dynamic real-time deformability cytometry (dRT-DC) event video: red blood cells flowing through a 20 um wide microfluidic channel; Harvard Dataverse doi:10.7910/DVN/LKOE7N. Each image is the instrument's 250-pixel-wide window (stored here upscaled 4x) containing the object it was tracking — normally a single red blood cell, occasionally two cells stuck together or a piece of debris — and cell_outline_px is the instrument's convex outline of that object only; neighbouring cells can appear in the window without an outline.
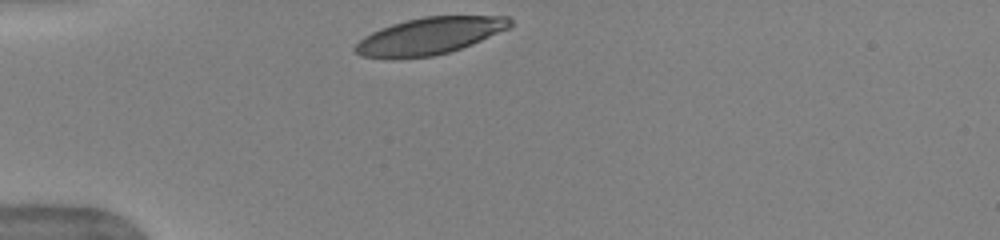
{"species": "human", "species_latin": "Homo sapiens", "temperature_condition": "warm", "stored_images_in_passage": 14, "camera_frame_rate_fps": 3000, "um_per_image_px": 0.085, "donor": {"sex": "female"}, "frame": {"image": 1, "passage_image": 1, "time_ms": 0.0, "image_size_px": [1000, 240], "cell_outline_px": [[512, 24], [508, 28], [472, 44], [448, 52], [432, 56], [392, 60], [360, 56], [352, 48], [364, 36], [380, 28], [392, 24], [424, 16], [508, 16], [512, 20]], "centroid_in_image_um": [36.46, 3.07], "position_along_channel_um": 48.5, "area_um2": 33.41}}
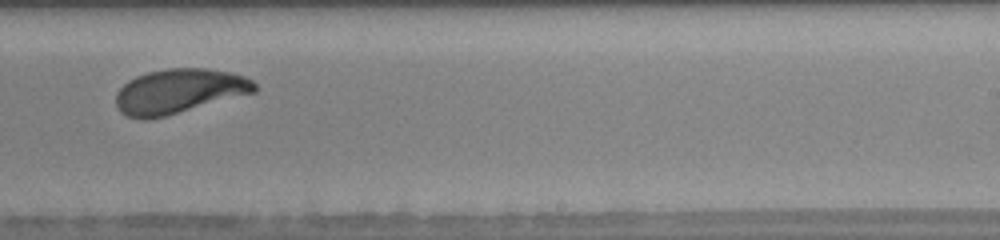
{"frame": {"image": 2, "passage_image": 8, "time_ms": 2.333, "image_size_px": [1000, 240], "cell_outline_px": [[256, 92], [164, 116], [148, 120], [144, 120], [128, 116], [120, 112], [116, 104], [116, 92], [128, 80], [136, 76], [148, 72], [168, 68], [208, 68], [228, 72], [244, 76], [252, 80], [256, 84]], "centroid_in_image_um": [15.2, 7.75], "position_along_channel_um": 273.8, "area_um2": 35.89}}